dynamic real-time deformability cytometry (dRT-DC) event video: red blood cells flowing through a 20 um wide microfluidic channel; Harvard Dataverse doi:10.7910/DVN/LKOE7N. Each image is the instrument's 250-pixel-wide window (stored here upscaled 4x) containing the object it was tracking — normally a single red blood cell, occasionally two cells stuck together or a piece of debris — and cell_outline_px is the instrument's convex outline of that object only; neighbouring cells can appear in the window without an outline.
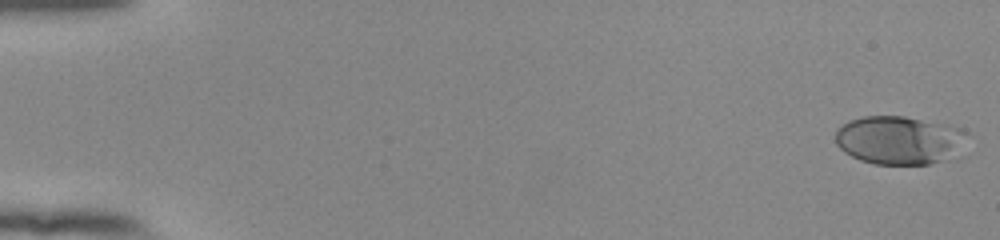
{"species": "human", "species_latin": "Homo sapiens", "temperature_condition": "room temperature", "stored_images_in_passage": 54, "camera_frame_rate_fps": 3000, "um_per_image_px": 0.085, "donor": {"sex": "female"}, "frame": {"image": 1, "passage_image": 1, "time_ms": 0.0, "image_size_px": [1000, 240], "cell_outline_px": [[968, 132], [964, 156], [960, 160], [928, 164], [872, 164], [860, 160], [844, 152], [836, 144], [836, 128], [848, 120], [864, 116], [904, 116], [948, 124], [964, 128]], "centroid_in_image_um": [76.6, 11.94], "position_along_channel_um": 8.4, "area_um2": 38.78}}
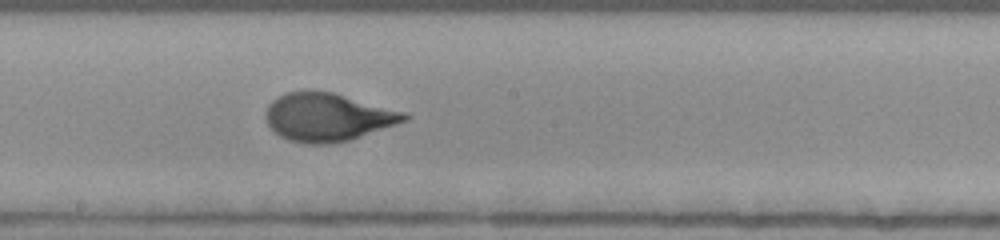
{"frame": {"image": 2, "passage_image": 31, "time_ms": 10.0, "image_size_px": [1000, 240], "cell_outline_px": [[412, 116], [408, 120], [348, 140], [332, 144], [304, 144], [288, 140], [280, 136], [268, 124], [264, 116], [264, 112], [268, 104], [276, 96], [288, 92], [332, 92], [408, 112]], "centroid_in_image_um": [27.85, 9.96], "position_along_channel_um": 220.3, "area_um2": 38.84}}
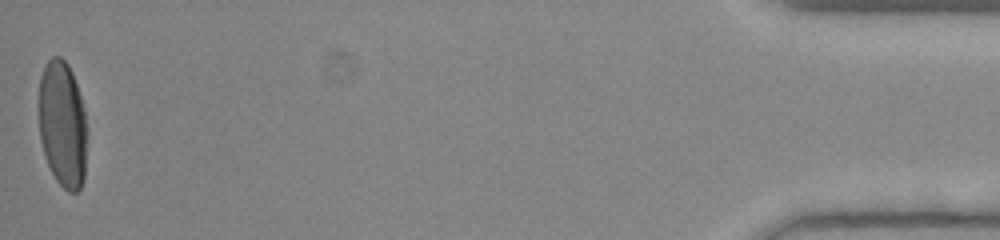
{"frame": {"image": 3, "passage_image": 54, "time_ms": 17.667, "image_size_px": [1000, 240], "cell_outline_px": [[84, 180], [80, 188], [76, 192], [68, 192], [56, 180], [48, 164], [40, 140], [40, 76], [48, 60], [52, 56], [60, 56], [68, 64], [72, 72], [80, 96], [84, 112]], "centroid_in_image_um": [5.29, 10.54], "position_along_channel_um": 429.9, "area_um2": 34.62}, "authors_computed_cell_mechanics": {"area_um2": 37.5411, "velocity_mm_per_s": 3.8786, "shape_relaxation_time_tau1_ms": 4.9296, "shape_relaxation_time_tau2_ms": null, "deformation_change_tau1": 0.2238, "deformation_change_tau2": null}}